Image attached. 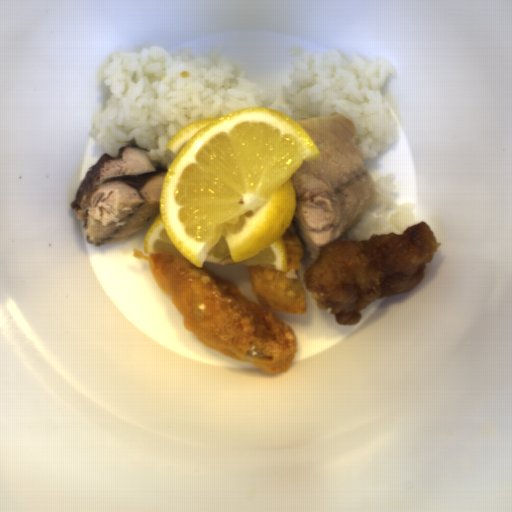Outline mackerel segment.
Returning a JSON list of instances; mask_svg holds the SVG:
<instances>
[{
    "label": "mackerel segment",
    "instance_id": "mackerel-segment-1",
    "mask_svg": "<svg viewBox=\"0 0 512 512\" xmlns=\"http://www.w3.org/2000/svg\"><path fill=\"white\" fill-rule=\"evenodd\" d=\"M320 157L292 175L297 203L289 225L310 259L351 232L375 200V183L354 123L340 114L298 119Z\"/></svg>",
    "mask_w": 512,
    "mask_h": 512
},
{
    "label": "mackerel segment",
    "instance_id": "mackerel-segment-2",
    "mask_svg": "<svg viewBox=\"0 0 512 512\" xmlns=\"http://www.w3.org/2000/svg\"><path fill=\"white\" fill-rule=\"evenodd\" d=\"M149 152L129 143L116 156L102 154L87 169L69 207L86 231L88 244L98 247L131 239L160 214L168 170L151 163Z\"/></svg>",
    "mask_w": 512,
    "mask_h": 512
}]
</instances>
